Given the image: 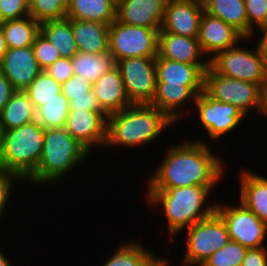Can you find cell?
Returning a JSON list of instances; mask_svg holds the SVG:
<instances>
[{"label": "cell", "instance_id": "7c38bea8", "mask_svg": "<svg viewBox=\"0 0 267 266\" xmlns=\"http://www.w3.org/2000/svg\"><path fill=\"white\" fill-rule=\"evenodd\" d=\"M194 104L200 124L213 140H218L226 133L235 131L246 117L234 105L214 99L205 90L197 95Z\"/></svg>", "mask_w": 267, "mask_h": 266}, {"label": "cell", "instance_id": "f35d334b", "mask_svg": "<svg viewBox=\"0 0 267 266\" xmlns=\"http://www.w3.org/2000/svg\"><path fill=\"white\" fill-rule=\"evenodd\" d=\"M69 106L70 110L93 111L103 115L106 119L110 115L102 107L100 100L95 96V93L92 90L88 92V96L73 97V100L69 101Z\"/></svg>", "mask_w": 267, "mask_h": 266}, {"label": "cell", "instance_id": "f546056e", "mask_svg": "<svg viewBox=\"0 0 267 266\" xmlns=\"http://www.w3.org/2000/svg\"><path fill=\"white\" fill-rule=\"evenodd\" d=\"M7 49L32 46L40 33V23L31 16L0 23Z\"/></svg>", "mask_w": 267, "mask_h": 266}, {"label": "cell", "instance_id": "681fc988", "mask_svg": "<svg viewBox=\"0 0 267 266\" xmlns=\"http://www.w3.org/2000/svg\"><path fill=\"white\" fill-rule=\"evenodd\" d=\"M1 142H2V129L0 125V151H1Z\"/></svg>", "mask_w": 267, "mask_h": 266}, {"label": "cell", "instance_id": "7bdbcfd3", "mask_svg": "<svg viewBox=\"0 0 267 266\" xmlns=\"http://www.w3.org/2000/svg\"><path fill=\"white\" fill-rule=\"evenodd\" d=\"M15 92L10 80L0 71V112Z\"/></svg>", "mask_w": 267, "mask_h": 266}, {"label": "cell", "instance_id": "7dc6e473", "mask_svg": "<svg viewBox=\"0 0 267 266\" xmlns=\"http://www.w3.org/2000/svg\"><path fill=\"white\" fill-rule=\"evenodd\" d=\"M4 254L2 249H0V266H11L12 264Z\"/></svg>", "mask_w": 267, "mask_h": 266}, {"label": "cell", "instance_id": "6da1fadb", "mask_svg": "<svg viewBox=\"0 0 267 266\" xmlns=\"http://www.w3.org/2000/svg\"><path fill=\"white\" fill-rule=\"evenodd\" d=\"M167 148L162 163L148 180L147 190L199 185L212 191L223 179L224 163L205 142L188 140Z\"/></svg>", "mask_w": 267, "mask_h": 266}, {"label": "cell", "instance_id": "4316f807", "mask_svg": "<svg viewBox=\"0 0 267 266\" xmlns=\"http://www.w3.org/2000/svg\"><path fill=\"white\" fill-rule=\"evenodd\" d=\"M74 74L82 75L92 84L103 74L110 72L117 66L115 57L107 51L102 54H92L78 51L72 58Z\"/></svg>", "mask_w": 267, "mask_h": 266}, {"label": "cell", "instance_id": "603a6c76", "mask_svg": "<svg viewBox=\"0 0 267 266\" xmlns=\"http://www.w3.org/2000/svg\"><path fill=\"white\" fill-rule=\"evenodd\" d=\"M71 29L80 52L102 54L109 51V25L71 19Z\"/></svg>", "mask_w": 267, "mask_h": 266}, {"label": "cell", "instance_id": "bcb514c9", "mask_svg": "<svg viewBox=\"0 0 267 266\" xmlns=\"http://www.w3.org/2000/svg\"><path fill=\"white\" fill-rule=\"evenodd\" d=\"M261 115H264L267 117V89L264 90L263 93V102H262V111Z\"/></svg>", "mask_w": 267, "mask_h": 266}, {"label": "cell", "instance_id": "8fae6325", "mask_svg": "<svg viewBox=\"0 0 267 266\" xmlns=\"http://www.w3.org/2000/svg\"><path fill=\"white\" fill-rule=\"evenodd\" d=\"M216 212L225 222L231 241L238 242L247 249L265 247L263 242L267 236V224L241 202L239 206H229L217 201Z\"/></svg>", "mask_w": 267, "mask_h": 266}, {"label": "cell", "instance_id": "ffe728a7", "mask_svg": "<svg viewBox=\"0 0 267 266\" xmlns=\"http://www.w3.org/2000/svg\"><path fill=\"white\" fill-rule=\"evenodd\" d=\"M209 64H188L156 57V83L167 85H204Z\"/></svg>", "mask_w": 267, "mask_h": 266}, {"label": "cell", "instance_id": "44dd1931", "mask_svg": "<svg viewBox=\"0 0 267 266\" xmlns=\"http://www.w3.org/2000/svg\"><path fill=\"white\" fill-rule=\"evenodd\" d=\"M92 91L109 114L119 112L132 105L125 92L124 83L117 67L103 74L94 82Z\"/></svg>", "mask_w": 267, "mask_h": 266}, {"label": "cell", "instance_id": "8d00e7d4", "mask_svg": "<svg viewBox=\"0 0 267 266\" xmlns=\"http://www.w3.org/2000/svg\"><path fill=\"white\" fill-rule=\"evenodd\" d=\"M31 0H0V23L29 16Z\"/></svg>", "mask_w": 267, "mask_h": 266}, {"label": "cell", "instance_id": "836d02e7", "mask_svg": "<svg viewBox=\"0 0 267 266\" xmlns=\"http://www.w3.org/2000/svg\"><path fill=\"white\" fill-rule=\"evenodd\" d=\"M248 249L235 241H229L214 252L201 266H241Z\"/></svg>", "mask_w": 267, "mask_h": 266}, {"label": "cell", "instance_id": "d6986e66", "mask_svg": "<svg viewBox=\"0 0 267 266\" xmlns=\"http://www.w3.org/2000/svg\"><path fill=\"white\" fill-rule=\"evenodd\" d=\"M203 56L197 38L159 32L157 57L188 64H209L208 57L204 60Z\"/></svg>", "mask_w": 267, "mask_h": 266}, {"label": "cell", "instance_id": "f1b7e54d", "mask_svg": "<svg viewBox=\"0 0 267 266\" xmlns=\"http://www.w3.org/2000/svg\"><path fill=\"white\" fill-rule=\"evenodd\" d=\"M40 33L50 41L61 57L71 59L79 51L71 29V19L40 23Z\"/></svg>", "mask_w": 267, "mask_h": 266}, {"label": "cell", "instance_id": "9c48e42d", "mask_svg": "<svg viewBox=\"0 0 267 266\" xmlns=\"http://www.w3.org/2000/svg\"><path fill=\"white\" fill-rule=\"evenodd\" d=\"M237 44L217 53L209 60V66L218 74L248 81L267 89V78L261 53L256 48L249 50Z\"/></svg>", "mask_w": 267, "mask_h": 266}, {"label": "cell", "instance_id": "e575fe53", "mask_svg": "<svg viewBox=\"0 0 267 266\" xmlns=\"http://www.w3.org/2000/svg\"><path fill=\"white\" fill-rule=\"evenodd\" d=\"M249 25V39L255 35L256 27L267 29V0H244Z\"/></svg>", "mask_w": 267, "mask_h": 266}, {"label": "cell", "instance_id": "c3c4849f", "mask_svg": "<svg viewBox=\"0 0 267 266\" xmlns=\"http://www.w3.org/2000/svg\"><path fill=\"white\" fill-rule=\"evenodd\" d=\"M167 3H170V2H181V1H184V2H194V3H203L204 0H166Z\"/></svg>", "mask_w": 267, "mask_h": 266}, {"label": "cell", "instance_id": "cb8c5ba5", "mask_svg": "<svg viewBox=\"0 0 267 266\" xmlns=\"http://www.w3.org/2000/svg\"><path fill=\"white\" fill-rule=\"evenodd\" d=\"M117 0H68L67 18L110 25L116 19Z\"/></svg>", "mask_w": 267, "mask_h": 266}, {"label": "cell", "instance_id": "3957f363", "mask_svg": "<svg viewBox=\"0 0 267 266\" xmlns=\"http://www.w3.org/2000/svg\"><path fill=\"white\" fill-rule=\"evenodd\" d=\"M210 194L208 187L192 185L167 190H147L146 197L154 207L162 205L168 222V234L173 237L216 211V203H205Z\"/></svg>", "mask_w": 267, "mask_h": 266}, {"label": "cell", "instance_id": "9a60e30c", "mask_svg": "<svg viewBox=\"0 0 267 266\" xmlns=\"http://www.w3.org/2000/svg\"><path fill=\"white\" fill-rule=\"evenodd\" d=\"M0 71L10 80L16 91H24L43 71L32 46L7 49L0 62Z\"/></svg>", "mask_w": 267, "mask_h": 266}, {"label": "cell", "instance_id": "30bf717a", "mask_svg": "<svg viewBox=\"0 0 267 266\" xmlns=\"http://www.w3.org/2000/svg\"><path fill=\"white\" fill-rule=\"evenodd\" d=\"M131 104H151L156 91V57H132L117 61Z\"/></svg>", "mask_w": 267, "mask_h": 266}, {"label": "cell", "instance_id": "1f68e13d", "mask_svg": "<svg viewBox=\"0 0 267 266\" xmlns=\"http://www.w3.org/2000/svg\"><path fill=\"white\" fill-rule=\"evenodd\" d=\"M62 85L43 70L24 90L35 110L61 93Z\"/></svg>", "mask_w": 267, "mask_h": 266}, {"label": "cell", "instance_id": "7a4b0ae2", "mask_svg": "<svg viewBox=\"0 0 267 266\" xmlns=\"http://www.w3.org/2000/svg\"><path fill=\"white\" fill-rule=\"evenodd\" d=\"M173 123L150 104H132L107 118V147H140L150 144Z\"/></svg>", "mask_w": 267, "mask_h": 266}, {"label": "cell", "instance_id": "7402d4cb", "mask_svg": "<svg viewBox=\"0 0 267 266\" xmlns=\"http://www.w3.org/2000/svg\"><path fill=\"white\" fill-rule=\"evenodd\" d=\"M240 173V202L267 224V177L243 169Z\"/></svg>", "mask_w": 267, "mask_h": 266}, {"label": "cell", "instance_id": "2e32d148", "mask_svg": "<svg viewBox=\"0 0 267 266\" xmlns=\"http://www.w3.org/2000/svg\"><path fill=\"white\" fill-rule=\"evenodd\" d=\"M166 0H117L116 20L123 24L161 28Z\"/></svg>", "mask_w": 267, "mask_h": 266}, {"label": "cell", "instance_id": "ba28073f", "mask_svg": "<svg viewBox=\"0 0 267 266\" xmlns=\"http://www.w3.org/2000/svg\"><path fill=\"white\" fill-rule=\"evenodd\" d=\"M160 29L123 24L115 19L109 25V51L116 62L132 57H157Z\"/></svg>", "mask_w": 267, "mask_h": 266}, {"label": "cell", "instance_id": "277c9868", "mask_svg": "<svg viewBox=\"0 0 267 266\" xmlns=\"http://www.w3.org/2000/svg\"><path fill=\"white\" fill-rule=\"evenodd\" d=\"M90 152L65 128L46 129L43 152L37 169L26 180L31 184H58L69 171L89 157Z\"/></svg>", "mask_w": 267, "mask_h": 266}, {"label": "cell", "instance_id": "52a82bcc", "mask_svg": "<svg viewBox=\"0 0 267 266\" xmlns=\"http://www.w3.org/2000/svg\"><path fill=\"white\" fill-rule=\"evenodd\" d=\"M204 90L214 99L234 105L245 116L254 108L261 114L264 90L259 85L220 75L209 66L204 73Z\"/></svg>", "mask_w": 267, "mask_h": 266}, {"label": "cell", "instance_id": "d4e9b609", "mask_svg": "<svg viewBox=\"0 0 267 266\" xmlns=\"http://www.w3.org/2000/svg\"><path fill=\"white\" fill-rule=\"evenodd\" d=\"M204 11L232 26L244 38H249V25L244 0H204Z\"/></svg>", "mask_w": 267, "mask_h": 266}, {"label": "cell", "instance_id": "ab89813d", "mask_svg": "<svg viewBox=\"0 0 267 266\" xmlns=\"http://www.w3.org/2000/svg\"><path fill=\"white\" fill-rule=\"evenodd\" d=\"M45 71L61 85L74 75L72 60L64 57L57 59Z\"/></svg>", "mask_w": 267, "mask_h": 266}, {"label": "cell", "instance_id": "74e56055", "mask_svg": "<svg viewBox=\"0 0 267 266\" xmlns=\"http://www.w3.org/2000/svg\"><path fill=\"white\" fill-rule=\"evenodd\" d=\"M91 90L92 83L77 74L69 78L61 87V92L69 101L73 100V97L88 96V92Z\"/></svg>", "mask_w": 267, "mask_h": 266}, {"label": "cell", "instance_id": "4fadbf2b", "mask_svg": "<svg viewBox=\"0 0 267 266\" xmlns=\"http://www.w3.org/2000/svg\"><path fill=\"white\" fill-rule=\"evenodd\" d=\"M64 128L89 152L95 145L105 146L107 119L99 113L87 110H70Z\"/></svg>", "mask_w": 267, "mask_h": 266}, {"label": "cell", "instance_id": "60d3db41", "mask_svg": "<svg viewBox=\"0 0 267 266\" xmlns=\"http://www.w3.org/2000/svg\"><path fill=\"white\" fill-rule=\"evenodd\" d=\"M14 180V181H13ZM21 180L13 173L0 168V219L9 203L15 181Z\"/></svg>", "mask_w": 267, "mask_h": 266}, {"label": "cell", "instance_id": "5b68a950", "mask_svg": "<svg viewBox=\"0 0 267 266\" xmlns=\"http://www.w3.org/2000/svg\"><path fill=\"white\" fill-rule=\"evenodd\" d=\"M45 129L35 120L2 131L0 168L25 182L37 169L43 152Z\"/></svg>", "mask_w": 267, "mask_h": 266}, {"label": "cell", "instance_id": "d590c367", "mask_svg": "<svg viewBox=\"0 0 267 266\" xmlns=\"http://www.w3.org/2000/svg\"><path fill=\"white\" fill-rule=\"evenodd\" d=\"M36 60L42 70L52 65L57 59L61 58L60 53L55 50L50 41L39 33L32 45Z\"/></svg>", "mask_w": 267, "mask_h": 266}, {"label": "cell", "instance_id": "5bb4252c", "mask_svg": "<svg viewBox=\"0 0 267 266\" xmlns=\"http://www.w3.org/2000/svg\"><path fill=\"white\" fill-rule=\"evenodd\" d=\"M197 39L204 55L212 54L208 58L209 60L217 53L235 47L240 41H249V38H244L232 26L205 11L200 22Z\"/></svg>", "mask_w": 267, "mask_h": 266}, {"label": "cell", "instance_id": "ac0fdd59", "mask_svg": "<svg viewBox=\"0 0 267 266\" xmlns=\"http://www.w3.org/2000/svg\"><path fill=\"white\" fill-rule=\"evenodd\" d=\"M204 90V85H167L156 83L155 96L150 105L163 112L173 123H178L183 118L181 107L184 103L192 101ZM182 116V117H180ZM176 121V122H175ZM178 121V122H177Z\"/></svg>", "mask_w": 267, "mask_h": 266}, {"label": "cell", "instance_id": "4dcf8cb0", "mask_svg": "<svg viewBox=\"0 0 267 266\" xmlns=\"http://www.w3.org/2000/svg\"><path fill=\"white\" fill-rule=\"evenodd\" d=\"M70 111L69 100L61 92L35 110L36 121L46 130L64 128Z\"/></svg>", "mask_w": 267, "mask_h": 266}, {"label": "cell", "instance_id": "d6a6232c", "mask_svg": "<svg viewBox=\"0 0 267 266\" xmlns=\"http://www.w3.org/2000/svg\"><path fill=\"white\" fill-rule=\"evenodd\" d=\"M68 0H31L29 16L39 23L67 18Z\"/></svg>", "mask_w": 267, "mask_h": 266}, {"label": "cell", "instance_id": "484cf974", "mask_svg": "<svg viewBox=\"0 0 267 266\" xmlns=\"http://www.w3.org/2000/svg\"><path fill=\"white\" fill-rule=\"evenodd\" d=\"M122 244L102 266H169L166 259L147 251L138 241Z\"/></svg>", "mask_w": 267, "mask_h": 266}, {"label": "cell", "instance_id": "ee69618b", "mask_svg": "<svg viewBox=\"0 0 267 266\" xmlns=\"http://www.w3.org/2000/svg\"><path fill=\"white\" fill-rule=\"evenodd\" d=\"M262 36L260 37V41L257 43V47L261 53L263 63H264V70L267 78V29H263Z\"/></svg>", "mask_w": 267, "mask_h": 266}, {"label": "cell", "instance_id": "e0dca14e", "mask_svg": "<svg viewBox=\"0 0 267 266\" xmlns=\"http://www.w3.org/2000/svg\"><path fill=\"white\" fill-rule=\"evenodd\" d=\"M203 12V3L184 1L167 3L164 20L159 32L198 38Z\"/></svg>", "mask_w": 267, "mask_h": 266}, {"label": "cell", "instance_id": "8992f818", "mask_svg": "<svg viewBox=\"0 0 267 266\" xmlns=\"http://www.w3.org/2000/svg\"><path fill=\"white\" fill-rule=\"evenodd\" d=\"M187 230L186 251L181 263L183 266H201L214 252L230 241L227 226L216 211Z\"/></svg>", "mask_w": 267, "mask_h": 266}, {"label": "cell", "instance_id": "f6af8a7d", "mask_svg": "<svg viewBox=\"0 0 267 266\" xmlns=\"http://www.w3.org/2000/svg\"><path fill=\"white\" fill-rule=\"evenodd\" d=\"M6 52H7L6 41L2 29L0 28V62L4 58Z\"/></svg>", "mask_w": 267, "mask_h": 266}, {"label": "cell", "instance_id": "83f0119b", "mask_svg": "<svg viewBox=\"0 0 267 266\" xmlns=\"http://www.w3.org/2000/svg\"><path fill=\"white\" fill-rule=\"evenodd\" d=\"M35 120V108L24 91H16L0 112L2 131L18 128Z\"/></svg>", "mask_w": 267, "mask_h": 266}, {"label": "cell", "instance_id": "b9f144b4", "mask_svg": "<svg viewBox=\"0 0 267 266\" xmlns=\"http://www.w3.org/2000/svg\"><path fill=\"white\" fill-rule=\"evenodd\" d=\"M241 266H267V247L248 249Z\"/></svg>", "mask_w": 267, "mask_h": 266}]
</instances>
